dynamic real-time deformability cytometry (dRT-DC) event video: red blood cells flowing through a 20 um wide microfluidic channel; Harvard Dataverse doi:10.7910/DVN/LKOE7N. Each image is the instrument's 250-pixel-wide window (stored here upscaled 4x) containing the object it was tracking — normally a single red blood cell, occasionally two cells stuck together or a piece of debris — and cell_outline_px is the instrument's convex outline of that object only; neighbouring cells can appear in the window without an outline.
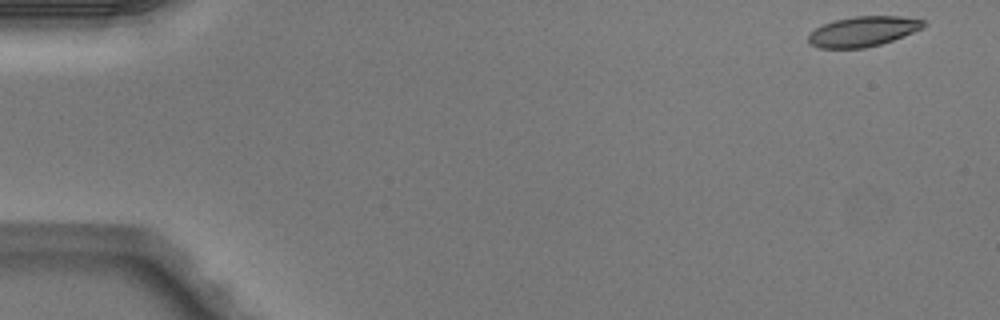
{"species": "Egyptian fruit bat (a non-hibernating species)", "species_latin": "Rousettus aegyptiacus", "temperature_condition": "warm", "stored_images_in_passage": 7, "camera_frame_rate_fps": 3000, "um_per_image_px": 0.085, "animal": {"sex": "male"}, "frame": {"image": 1, "passage_image": 1, "time_ms": 0.0, "image_size_px": [1000, 320], "cell_outline_px": [[928, 24], [924, 28], [892, 40], [880, 44], [864, 48], [816, 48], [808, 44], [808, 36], [816, 28], [832, 20], [852, 16], [900, 16], [924, 20]], "centroid_in_image_um": [73.35, 2.67], "position_along_channel_um": 11.6, "area_um2": 20.35}}
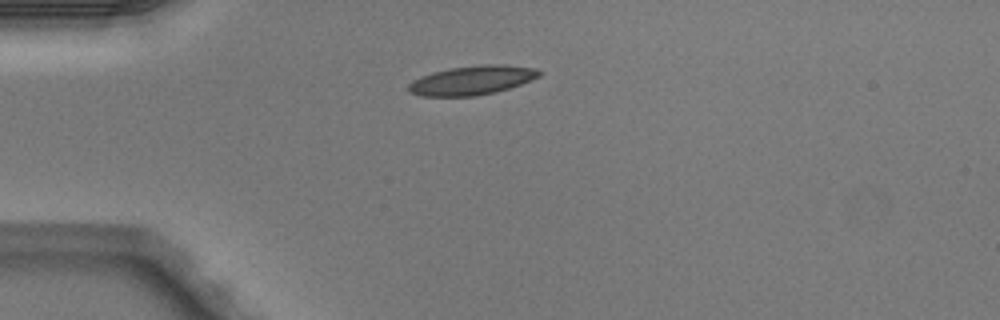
{"frame": {"image": 2, "passage_image": 4, "time_ms": 1.0, "image_size_px": [1000, 320], "cell_outline_px": [[544, 72], [540, 76], [520, 84], [496, 92], [476, 96], [420, 96], [408, 92], [408, 84], [412, 80], [420, 76], [432, 72], [452, 68], [480, 64], [504, 64], [536, 68]], "centroid_in_image_um": [40.12, 6.82], "position_along_channel_um": 44.9, "area_um2": 22.37}}
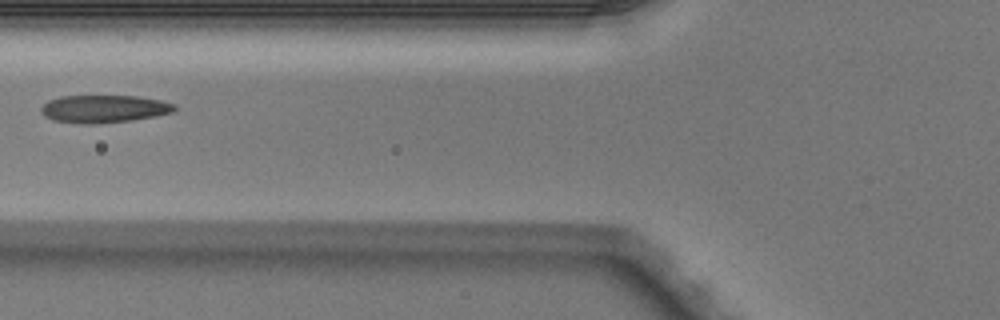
{"frame": {"image": 3, "passage_image": 6, "time_ms": 1.667, "image_size_px": [1000, 320], "cell_outline_px": [[176, 108], [172, 112], [156, 116], [132, 120], [96, 124], [76, 124], [52, 120], [44, 116], [40, 112], [40, 108], [48, 100], [60, 96], [136, 96], [160, 100], [176, 104]], "centroid_in_image_um": [8.8, 9.26], "position_along_channel_um": 117.0, "area_um2": 21.73}}